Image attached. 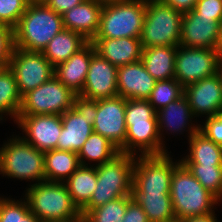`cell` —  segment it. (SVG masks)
Returning a JSON list of instances; mask_svg holds the SVG:
<instances>
[{"label":"cell","mask_w":222,"mask_h":222,"mask_svg":"<svg viewBox=\"0 0 222 222\" xmlns=\"http://www.w3.org/2000/svg\"><path fill=\"white\" fill-rule=\"evenodd\" d=\"M29 3V0H0V24L14 29Z\"/></svg>","instance_id":"d590c367"},{"label":"cell","mask_w":222,"mask_h":222,"mask_svg":"<svg viewBox=\"0 0 222 222\" xmlns=\"http://www.w3.org/2000/svg\"><path fill=\"white\" fill-rule=\"evenodd\" d=\"M64 29L62 15L45 3H29L13 29L14 47L43 52L50 40Z\"/></svg>","instance_id":"7a4b0ae2"},{"label":"cell","mask_w":222,"mask_h":222,"mask_svg":"<svg viewBox=\"0 0 222 222\" xmlns=\"http://www.w3.org/2000/svg\"><path fill=\"white\" fill-rule=\"evenodd\" d=\"M17 124L27 137L22 138L39 151L57 149L58 137L62 131L61 115L40 114L17 116Z\"/></svg>","instance_id":"9a60e30c"},{"label":"cell","mask_w":222,"mask_h":222,"mask_svg":"<svg viewBox=\"0 0 222 222\" xmlns=\"http://www.w3.org/2000/svg\"><path fill=\"white\" fill-rule=\"evenodd\" d=\"M215 218L214 213H209L204 216L189 217L180 222H217V219Z\"/></svg>","instance_id":"7bdbcfd3"},{"label":"cell","mask_w":222,"mask_h":222,"mask_svg":"<svg viewBox=\"0 0 222 222\" xmlns=\"http://www.w3.org/2000/svg\"><path fill=\"white\" fill-rule=\"evenodd\" d=\"M31 3H45L47 0H29Z\"/></svg>","instance_id":"bcb514c9"},{"label":"cell","mask_w":222,"mask_h":222,"mask_svg":"<svg viewBox=\"0 0 222 222\" xmlns=\"http://www.w3.org/2000/svg\"><path fill=\"white\" fill-rule=\"evenodd\" d=\"M76 94L55 76L22 96L18 116L52 114L62 115L73 107Z\"/></svg>","instance_id":"30bf717a"},{"label":"cell","mask_w":222,"mask_h":222,"mask_svg":"<svg viewBox=\"0 0 222 222\" xmlns=\"http://www.w3.org/2000/svg\"><path fill=\"white\" fill-rule=\"evenodd\" d=\"M183 13L161 0H146L141 46H179Z\"/></svg>","instance_id":"52a82bcc"},{"label":"cell","mask_w":222,"mask_h":222,"mask_svg":"<svg viewBox=\"0 0 222 222\" xmlns=\"http://www.w3.org/2000/svg\"><path fill=\"white\" fill-rule=\"evenodd\" d=\"M14 48L13 29L0 24V69L9 67Z\"/></svg>","instance_id":"8d00e7d4"},{"label":"cell","mask_w":222,"mask_h":222,"mask_svg":"<svg viewBox=\"0 0 222 222\" xmlns=\"http://www.w3.org/2000/svg\"><path fill=\"white\" fill-rule=\"evenodd\" d=\"M94 52V45L88 42L68 60L58 64L54 69V76L73 93L79 95L84 87L91 57Z\"/></svg>","instance_id":"7402d4cb"},{"label":"cell","mask_w":222,"mask_h":222,"mask_svg":"<svg viewBox=\"0 0 222 222\" xmlns=\"http://www.w3.org/2000/svg\"><path fill=\"white\" fill-rule=\"evenodd\" d=\"M164 4L173 7L175 10L186 13L192 11L198 0H161Z\"/></svg>","instance_id":"b9f144b4"},{"label":"cell","mask_w":222,"mask_h":222,"mask_svg":"<svg viewBox=\"0 0 222 222\" xmlns=\"http://www.w3.org/2000/svg\"><path fill=\"white\" fill-rule=\"evenodd\" d=\"M194 116L187 98L183 95L178 100L169 103L166 107L157 111L158 129L166 127L171 132H180L187 125V121ZM189 118V119H188Z\"/></svg>","instance_id":"f546056e"},{"label":"cell","mask_w":222,"mask_h":222,"mask_svg":"<svg viewBox=\"0 0 222 222\" xmlns=\"http://www.w3.org/2000/svg\"><path fill=\"white\" fill-rule=\"evenodd\" d=\"M25 197L29 210L41 222L63 221L81 214L64 182L44 180L32 184Z\"/></svg>","instance_id":"5b68a950"},{"label":"cell","mask_w":222,"mask_h":222,"mask_svg":"<svg viewBox=\"0 0 222 222\" xmlns=\"http://www.w3.org/2000/svg\"><path fill=\"white\" fill-rule=\"evenodd\" d=\"M125 121V154L136 155V147L142 155L167 153L158 129L157 112L148 100L126 99Z\"/></svg>","instance_id":"6da1fadb"},{"label":"cell","mask_w":222,"mask_h":222,"mask_svg":"<svg viewBox=\"0 0 222 222\" xmlns=\"http://www.w3.org/2000/svg\"><path fill=\"white\" fill-rule=\"evenodd\" d=\"M176 54L177 46H153L142 49L141 61L156 81L174 79Z\"/></svg>","instance_id":"603a6c76"},{"label":"cell","mask_w":222,"mask_h":222,"mask_svg":"<svg viewBox=\"0 0 222 222\" xmlns=\"http://www.w3.org/2000/svg\"><path fill=\"white\" fill-rule=\"evenodd\" d=\"M21 103L14 72L9 67L0 69V114L9 113L16 121Z\"/></svg>","instance_id":"4dcf8cb0"},{"label":"cell","mask_w":222,"mask_h":222,"mask_svg":"<svg viewBox=\"0 0 222 222\" xmlns=\"http://www.w3.org/2000/svg\"><path fill=\"white\" fill-rule=\"evenodd\" d=\"M118 67L94 52L80 96L100 100L118 96Z\"/></svg>","instance_id":"2e32d148"},{"label":"cell","mask_w":222,"mask_h":222,"mask_svg":"<svg viewBox=\"0 0 222 222\" xmlns=\"http://www.w3.org/2000/svg\"><path fill=\"white\" fill-rule=\"evenodd\" d=\"M66 187L73 203L81 210L91 199L96 188V166H81L66 180Z\"/></svg>","instance_id":"83f0119b"},{"label":"cell","mask_w":222,"mask_h":222,"mask_svg":"<svg viewBox=\"0 0 222 222\" xmlns=\"http://www.w3.org/2000/svg\"><path fill=\"white\" fill-rule=\"evenodd\" d=\"M91 43L96 53L117 67L141 61L140 38H94Z\"/></svg>","instance_id":"44dd1931"},{"label":"cell","mask_w":222,"mask_h":222,"mask_svg":"<svg viewBox=\"0 0 222 222\" xmlns=\"http://www.w3.org/2000/svg\"><path fill=\"white\" fill-rule=\"evenodd\" d=\"M85 0H47L45 4L58 14H63L68 10H71L77 5H80Z\"/></svg>","instance_id":"60d3db41"},{"label":"cell","mask_w":222,"mask_h":222,"mask_svg":"<svg viewBox=\"0 0 222 222\" xmlns=\"http://www.w3.org/2000/svg\"><path fill=\"white\" fill-rule=\"evenodd\" d=\"M218 50L222 54V21L219 24V43H218Z\"/></svg>","instance_id":"f6af8a7d"},{"label":"cell","mask_w":222,"mask_h":222,"mask_svg":"<svg viewBox=\"0 0 222 222\" xmlns=\"http://www.w3.org/2000/svg\"><path fill=\"white\" fill-rule=\"evenodd\" d=\"M88 42L81 34L64 28L50 40L42 53L55 68L77 53Z\"/></svg>","instance_id":"d4e9b609"},{"label":"cell","mask_w":222,"mask_h":222,"mask_svg":"<svg viewBox=\"0 0 222 222\" xmlns=\"http://www.w3.org/2000/svg\"><path fill=\"white\" fill-rule=\"evenodd\" d=\"M126 99L122 96L97 100V115L93 124V131L110 140L125 154Z\"/></svg>","instance_id":"5bb4252c"},{"label":"cell","mask_w":222,"mask_h":222,"mask_svg":"<svg viewBox=\"0 0 222 222\" xmlns=\"http://www.w3.org/2000/svg\"><path fill=\"white\" fill-rule=\"evenodd\" d=\"M119 154V149L110 140L93 131L78 152V158L81 166H86L85 158L98 161L97 165H101L112 161Z\"/></svg>","instance_id":"f1b7e54d"},{"label":"cell","mask_w":222,"mask_h":222,"mask_svg":"<svg viewBox=\"0 0 222 222\" xmlns=\"http://www.w3.org/2000/svg\"><path fill=\"white\" fill-rule=\"evenodd\" d=\"M170 197L176 221L214 213L218 199L181 162L174 168L170 184Z\"/></svg>","instance_id":"3957f363"},{"label":"cell","mask_w":222,"mask_h":222,"mask_svg":"<svg viewBox=\"0 0 222 222\" xmlns=\"http://www.w3.org/2000/svg\"><path fill=\"white\" fill-rule=\"evenodd\" d=\"M137 159L133 168L132 192L170 193L173 170L180 162H173L167 153L140 154Z\"/></svg>","instance_id":"7c38bea8"},{"label":"cell","mask_w":222,"mask_h":222,"mask_svg":"<svg viewBox=\"0 0 222 222\" xmlns=\"http://www.w3.org/2000/svg\"><path fill=\"white\" fill-rule=\"evenodd\" d=\"M121 222H150L142 207L132 199L125 210Z\"/></svg>","instance_id":"ab89813d"},{"label":"cell","mask_w":222,"mask_h":222,"mask_svg":"<svg viewBox=\"0 0 222 222\" xmlns=\"http://www.w3.org/2000/svg\"><path fill=\"white\" fill-rule=\"evenodd\" d=\"M135 155L120 153L112 161L96 165L97 183L90 201L80 210L92 209L119 197L132 195Z\"/></svg>","instance_id":"277c9868"},{"label":"cell","mask_w":222,"mask_h":222,"mask_svg":"<svg viewBox=\"0 0 222 222\" xmlns=\"http://www.w3.org/2000/svg\"><path fill=\"white\" fill-rule=\"evenodd\" d=\"M199 126H189L190 155L181 159L180 162L182 164L222 165V146L201 133Z\"/></svg>","instance_id":"cb8c5ba5"},{"label":"cell","mask_w":222,"mask_h":222,"mask_svg":"<svg viewBox=\"0 0 222 222\" xmlns=\"http://www.w3.org/2000/svg\"><path fill=\"white\" fill-rule=\"evenodd\" d=\"M55 222H86V218L83 214H80L79 216L71 218V219H67L63 221H55Z\"/></svg>","instance_id":"ee69618b"},{"label":"cell","mask_w":222,"mask_h":222,"mask_svg":"<svg viewBox=\"0 0 222 222\" xmlns=\"http://www.w3.org/2000/svg\"><path fill=\"white\" fill-rule=\"evenodd\" d=\"M103 3L99 0H85L66 11L62 14L64 28L81 34L91 42L99 30Z\"/></svg>","instance_id":"ffe728a7"},{"label":"cell","mask_w":222,"mask_h":222,"mask_svg":"<svg viewBox=\"0 0 222 222\" xmlns=\"http://www.w3.org/2000/svg\"><path fill=\"white\" fill-rule=\"evenodd\" d=\"M14 138L0 149V174L22 180H38V183L44 181V152L22 137Z\"/></svg>","instance_id":"ba28073f"},{"label":"cell","mask_w":222,"mask_h":222,"mask_svg":"<svg viewBox=\"0 0 222 222\" xmlns=\"http://www.w3.org/2000/svg\"><path fill=\"white\" fill-rule=\"evenodd\" d=\"M99 1L108 2V1H113V0H99Z\"/></svg>","instance_id":"c3c4849f"},{"label":"cell","mask_w":222,"mask_h":222,"mask_svg":"<svg viewBox=\"0 0 222 222\" xmlns=\"http://www.w3.org/2000/svg\"><path fill=\"white\" fill-rule=\"evenodd\" d=\"M184 95V87L175 79L156 81L147 99L157 112ZM158 107H157V106Z\"/></svg>","instance_id":"836d02e7"},{"label":"cell","mask_w":222,"mask_h":222,"mask_svg":"<svg viewBox=\"0 0 222 222\" xmlns=\"http://www.w3.org/2000/svg\"><path fill=\"white\" fill-rule=\"evenodd\" d=\"M150 222H176L170 193L132 192Z\"/></svg>","instance_id":"4316f807"},{"label":"cell","mask_w":222,"mask_h":222,"mask_svg":"<svg viewBox=\"0 0 222 222\" xmlns=\"http://www.w3.org/2000/svg\"><path fill=\"white\" fill-rule=\"evenodd\" d=\"M0 222H41L29 210L27 201H14L0 197Z\"/></svg>","instance_id":"e575fe53"},{"label":"cell","mask_w":222,"mask_h":222,"mask_svg":"<svg viewBox=\"0 0 222 222\" xmlns=\"http://www.w3.org/2000/svg\"><path fill=\"white\" fill-rule=\"evenodd\" d=\"M97 115V100L76 95L73 107L61 115L62 131L58 137L57 149L78 153L93 132Z\"/></svg>","instance_id":"9c48e42d"},{"label":"cell","mask_w":222,"mask_h":222,"mask_svg":"<svg viewBox=\"0 0 222 222\" xmlns=\"http://www.w3.org/2000/svg\"><path fill=\"white\" fill-rule=\"evenodd\" d=\"M184 96L194 116L219 115L222 113V84L219 73L184 87Z\"/></svg>","instance_id":"e0dca14e"},{"label":"cell","mask_w":222,"mask_h":222,"mask_svg":"<svg viewBox=\"0 0 222 222\" xmlns=\"http://www.w3.org/2000/svg\"><path fill=\"white\" fill-rule=\"evenodd\" d=\"M156 80L146 71L142 61L118 67V96L125 99L147 100Z\"/></svg>","instance_id":"d6986e66"},{"label":"cell","mask_w":222,"mask_h":222,"mask_svg":"<svg viewBox=\"0 0 222 222\" xmlns=\"http://www.w3.org/2000/svg\"><path fill=\"white\" fill-rule=\"evenodd\" d=\"M9 68L14 72L20 94L23 96L54 76V67L42 52L13 48Z\"/></svg>","instance_id":"4fadbf2b"},{"label":"cell","mask_w":222,"mask_h":222,"mask_svg":"<svg viewBox=\"0 0 222 222\" xmlns=\"http://www.w3.org/2000/svg\"><path fill=\"white\" fill-rule=\"evenodd\" d=\"M146 0H113L103 3L100 26L94 38H140Z\"/></svg>","instance_id":"8992f818"},{"label":"cell","mask_w":222,"mask_h":222,"mask_svg":"<svg viewBox=\"0 0 222 222\" xmlns=\"http://www.w3.org/2000/svg\"><path fill=\"white\" fill-rule=\"evenodd\" d=\"M219 24L213 18L201 17L193 10L183 13L179 45L218 50Z\"/></svg>","instance_id":"ac0fdd59"},{"label":"cell","mask_w":222,"mask_h":222,"mask_svg":"<svg viewBox=\"0 0 222 222\" xmlns=\"http://www.w3.org/2000/svg\"><path fill=\"white\" fill-rule=\"evenodd\" d=\"M132 199V195L119 197L94 208L85 215L86 222H121Z\"/></svg>","instance_id":"d6a6232c"},{"label":"cell","mask_w":222,"mask_h":222,"mask_svg":"<svg viewBox=\"0 0 222 222\" xmlns=\"http://www.w3.org/2000/svg\"><path fill=\"white\" fill-rule=\"evenodd\" d=\"M204 126H199V131L216 144L222 146V113L207 117Z\"/></svg>","instance_id":"f35d334b"},{"label":"cell","mask_w":222,"mask_h":222,"mask_svg":"<svg viewBox=\"0 0 222 222\" xmlns=\"http://www.w3.org/2000/svg\"><path fill=\"white\" fill-rule=\"evenodd\" d=\"M201 17L222 21V0H198L193 9Z\"/></svg>","instance_id":"74e56055"},{"label":"cell","mask_w":222,"mask_h":222,"mask_svg":"<svg viewBox=\"0 0 222 222\" xmlns=\"http://www.w3.org/2000/svg\"><path fill=\"white\" fill-rule=\"evenodd\" d=\"M218 73H219L220 80H221V84H222V64H221V66H220V68H219Z\"/></svg>","instance_id":"7dc6e473"},{"label":"cell","mask_w":222,"mask_h":222,"mask_svg":"<svg viewBox=\"0 0 222 222\" xmlns=\"http://www.w3.org/2000/svg\"><path fill=\"white\" fill-rule=\"evenodd\" d=\"M202 186L219 201L222 199V165L183 164Z\"/></svg>","instance_id":"1f68e13d"},{"label":"cell","mask_w":222,"mask_h":222,"mask_svg":"<svg viewBox=\"0 0 222 222\" xmlns=\"http://www.w3.org/2000/svg\"><path fill=\"white\" fill-rule=\"evenodd\" d=\"M221 64L222 54L217 49L179 45L177 46L174 79L186 87L217 74Z\"/></svg>","instance_id":"8fae6325"},{"label":"cell","mask_w":222,"mask_h":222,"mask_svg":"<svg viewBox=\"0 0 222 222\" xmlns=\"http://www.w3.org/2000/svg\"><path fill=\"white\" fill-rule=\"evenodd\" d=\"M80 167L78 153L66 150L44 152V173L46 181L64 182Z\"/></svg>","instance_id":"484cf974"}]
</instances>
